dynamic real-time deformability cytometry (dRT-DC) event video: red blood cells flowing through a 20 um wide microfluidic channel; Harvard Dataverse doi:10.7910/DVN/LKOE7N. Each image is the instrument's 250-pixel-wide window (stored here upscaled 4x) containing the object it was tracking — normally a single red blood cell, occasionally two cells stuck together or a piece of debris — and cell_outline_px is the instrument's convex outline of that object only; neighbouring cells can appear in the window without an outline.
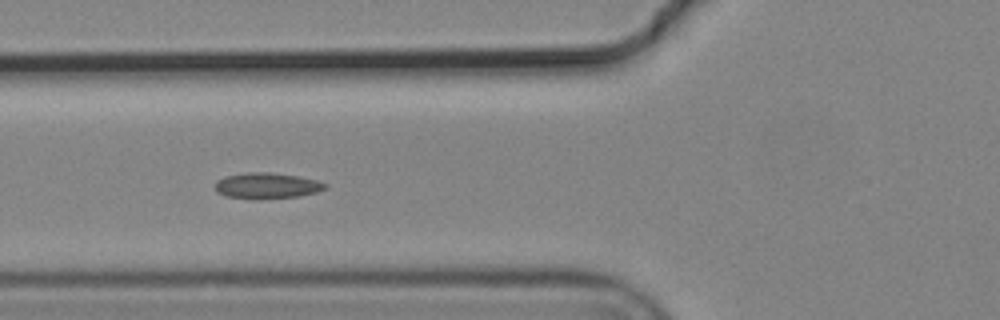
{"species": "common noctule bat (a hibernating species)", "species_latin": "Nyctalus noctula", "temperature_condition": "cold", "stored_images_in_passage": 10, "camera_frame_rate_fps": 3000, "um_per_image_px": 0.085, "animal": {"sex": "male", "body_mass_g": 19.2, "forearm_length_mm": 51.8}, "frame": {"image": 1, "passage_image": 5, "time_ms": 1.333, "image_size_px": [1000, 320], "cell_outline_px": [[328, 188], [316, 192], [296, 196], [260, 200], [252, 200], [224, 196], [216, 192], [216, 180], [224, 176], [248, 172], [268, 172], [296, 176], [316, 180], [328, 184]], "centroid_in_image_um": [22.64, 15.8], "position_along_channel_um": 103.2, "area_um2": 16.82}}
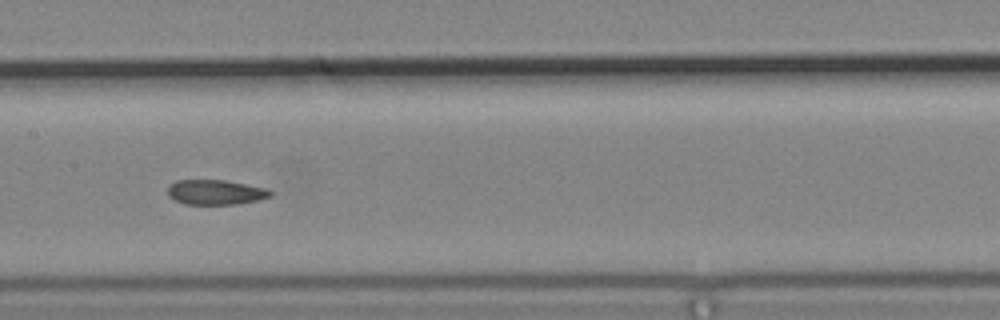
{"frame": {"image": 2, "passage_image": 7, "time_ms": 2.0, "image_size_px": [1000, 320], "cell_outline_px": [[272, 196], [256, 200], [236, 204], [184, 204], [168, 196], [168, 184], [176, 180], [224, 180], [264, 188], [272, 192]], "centroid_in_image_um": [18.26, 16.33], "position_along_channel_um": 189.1, "area_um2": 14.74}}
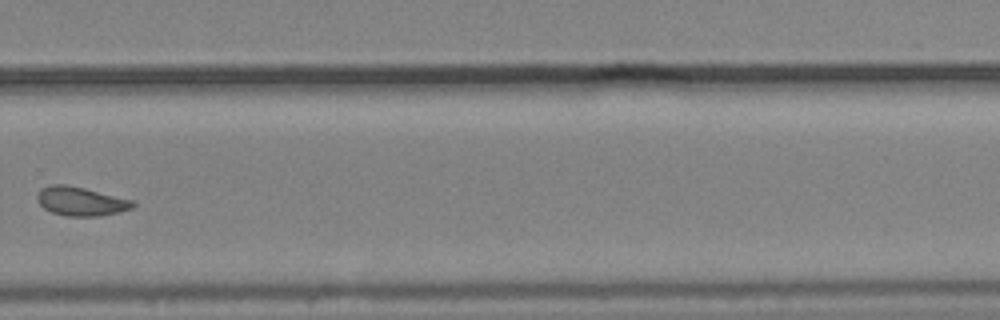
{"frame": {"image": 3, "passage_image": 10, "time_ms": 3.0, "image_size_px": [1000, 320], "cell_outline_px": [[136, 204], [132, 208], [120, 212], [96, 216], [64, 216], [52, 212], [44, 208], [36, 200], [36, 196], [40, 188], [52, 184], [68, 184], [132, 200]], "centroid_in_image_um": [6.83, 17.1], "position_along_channel_um": 323.0, "area_um2": 16.13}}